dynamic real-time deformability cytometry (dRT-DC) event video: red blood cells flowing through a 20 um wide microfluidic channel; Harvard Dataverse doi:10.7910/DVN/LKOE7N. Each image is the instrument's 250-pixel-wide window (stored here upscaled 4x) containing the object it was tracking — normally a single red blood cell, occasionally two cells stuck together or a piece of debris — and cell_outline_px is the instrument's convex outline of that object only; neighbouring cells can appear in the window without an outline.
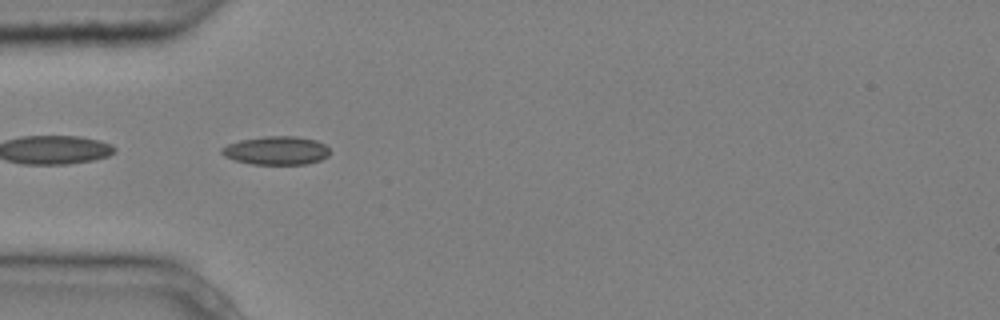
{"species": "common noctule bat (a hibernating species)", "species_latin": "Nyctalus noctula", "temperature_condition": "cold", "stored_images_in_passage": 1, "camera_frame_rate_fps": 3000, "um_per_image_px": 0.085, "animal": {"sex": "male", "body_mass_g": 20.4}, "frame": {"image": 1, "passage_image": 1, "time_ms": 0.0, "image_size_px": [1000, 320], "cell_outline_px": [[332, 152], [328, 156], [320, 160], [308, 164], [252, 164], [236, 160], [224, 156], [220, 152], [220, 148], [228, 144], [240, 140], [264, 136], [296, 136], [316, 140], [324, 144]], "centroid_in_image_um": [23.5, 12.79], "position_along_channel_um": 61.5, "area_um2": 18.03}}